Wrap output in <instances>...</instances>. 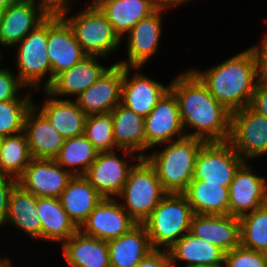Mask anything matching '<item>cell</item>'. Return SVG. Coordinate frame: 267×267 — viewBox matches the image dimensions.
Instances as JSON below:
<instances>
[{
	"label": "cell",
	"mask_w": 267,
	"mask_h": 267,
	"mask_svg": "<svg viewBox=\"0 0 267 267\" xmlns=\"http://www.w3.org/2000/svg\"><path fill=\"white\" fill-rule=\"evenodd\" d=\"M0 267H12L10 261L6 258L0 259Z\"/></svg>",
	"instance_id": "obj_47"
},
{
	"label": "cell",
	"mask_w": 267,
	"mask_h": 267,
	"mask_svg": "<svg viewBox=\"0 0 267 267\" xmlns=\"http://www.w3.org/2000/svg\"><path fill=\"white\" fill-rule=\"evenodd\" d=\"M111 115L116 148L128 154L127 156L131 159H134L136 152L140 153L138 157L145 158L146 154L143 153L146 151L144 117L136 114L122 103L113 109Z\"/></svg>",
	"instance_id": "obj_21"
},
{
	"label": "cell",
	"mask_w": 267,
	"mask_h": 267,
	"mask_svg": "<svg viewBox=\"0 0 267 267\" xmlns=\"http://www.w3.org/2000/svg\"><path fill=\"white\" fill-rule=\"evenodd\" d=\"M245 161L228 187L229 215L241 217L267 204V182Z\"/></svg>",
	"instance_id": "obj_14"
},
{
	"label": "cell",
	"mask_w": 267,
	"mask_h": 267,
	"mask_svg": "<svg viewBox=\"0 0 267 267\" xmlns=\"http://www.w3.org/2000/svg\"><path fill=\"white\" fill-rule=\"evenodd\" d=\"M84 135L99 152L118 151L114 142L111 112L88 115Z\"/></svg>",
	"instance_id": "obj_36"
},
{
	"label": "cell",
	"mask_w": 267,
	"mask_h": 267,
	"mask_svg": "<svg viewBox=\"0 0 267 267\" xmlns=\"http://www.w3.org/2000/svg\"><path fill=\"white\" fill-rule=\"evenodd\" d=\"M4 12H5V8L3 6H0V26H1V23H2Z\"/></svg>",
	"instance_id": "obj_49"
},
{
	"label": "cell",
	"mask_w": 267,
	"mask_h": 267,
	"mask_svg": "<svg viewBox=\"0 0 267 267\" xmlns=\"http://www.w3.org/2000/svg\"><path fill=\"white\" fill-rule=\"evenodd\" d=\"M19 1L20 0H0V6H3L6 9L8 6L15 4Z\"/></svg>",
	"instance_id": "obj_46"
},
{
	"label": "cell",
	"mask_w": 267,
	"mask_h": 267,
	"mask_svg": "<svg viewBox=\"0 0 267 267\" xmlns=\"http://www.w3.org/2000/svg\"><path fill=\"white\" fill-rule=\"evenodd\" d=\"M98 153L99 151L83 134L65 139L54 160L73 176H83L97 158Z\"/></svg>",
	"instance_id": "obj_33"
},
{
	"label": "cell",
	"mask_w": 267,
	"mask_h": 267,
	"mask_svg": "<svg viewBox=\"0 0 267 267\" xmlns=\"http://www.w3.org/2000/svg\"><path fill=\"white\" fill-rule=\"evenodd\" d=\"M47 45L52 82L59 73L70 69L87 56L63 18H48Z\"/></svg>",
	"instance_id": "obj_17"
},
{
	"label": "cell",
	"mask_w": 267,
	"mask_h": 267,
	"mask_svg": "<svg viewBox=\"0 0 267 267\" xmlns=\"http://www.w3.org/2000/svg\"><path fill=\"white\" fill-rule=\"evenodd\" d=\"M185 267H223V265H205V264H197Z\"/></svg>",
	"instance_id": "obj_48"
},
{
	"label": "cell",
	"mask_w": 267,
	"mask_h": 267,
	"mask_svg": "<svg viewBox=\"0 0 267 267\" xmlns=\"http://www.w3.org/2000/svg\"><path fill=\"white\" fill-rule=\"evenodd\" d=\"M130 69L124 66L121 103L145 118L170 90V84L164 86L141 73H135L130 79L128 78Z\"/></svg>",
	"instance_id": "obj_19"
},
{
	"label": "cell",
	"mask_w": 267,
	"mask_h": 267,
	"mask_svg": "<svg viewBox=\"0 0 267 267\" xmlns=\"http://www.w3.org/2000/svg\"><path fill=\"white\" fill-rule=\"evenodd\" d=\"M93 3L106 16L120 39L157 9L155 0H94Z\"/></svg>",
	"instance_id": "obj_24"
},
{
	"label": "cell",
	"mask_w": 267,
	"mask_h": 267,
	"mask_svg": "<svg viewBox=\"0 0 267 267\" xmlns=\"http://www.w3.org/2000/svg\"><path fill=\"white\" fill-rule=\"evenodd\" d=\"M48 99L45 100L41 109L35 105L54 125L57 132L64 139L84 134L85 120L87 115L77 105L76 101L70 99H58L44 90Z\"/></svg>",
	"instance_id": "obj_26"
},
{
	"label": "cell",
	"mask_w": 267,
	"mask_h": 267,
	"mask_svg": "<svg viewBox=\"0 0 267 267\" xmlns=\"http://www.w3.org/2000/svg\"><path fill=\"white\" fill-rule=\"evenodd\" d=\"M123 76L124 66L113 64L74 101L87 116L112 112L121 103Z\"/></svg>",
	"instance_id": "obj_13"
},
{
	"label": "cell",
	"mask_w": 267,
	"mask_h": 267,
	"mask_svg": "<svg viewBox=\"0 0 267 267\" xmlns=\"http://www.w3.org/2000/svg\"><path fill=\"white\" fill-rule=\"evenodd\" d=\"M258 55L260 59V81L267 86V33L258 46Z\"/></svg>",
	"instance_id": "obj_44"
},
{
	"label": "cell",
	"mask_w": 267,
	"mask_h": 267,
	"mask_svg": "<svg viewBox=\"0 0 267 267\" xmlns=\"http://www.w3.org/2000/svg\"><path fill=\"white\" fill-rule=\"evenodd\" d=\"M223 267H267L266 253L239 245L224 254Z\"/></svg>",
	"instance_id": "obj_38"
},
{
	"label": "cell",
	"mask_w": 267,
	"mask_h": 267,
	"mask_svg": "<svg viewBox=\"0 0 267 267\" xmlns=\"http://www.w3.org/2000/svg\"><path fill=\"white\" fill-rule=\"evenodd\" d=\"M191 0H155V4L157 8L162 10H168L172 6L181 5Z\"/></svg>",
	"instance_id": "obj_45"
},
{
	"label": "cell",
	"mask_w": 267,
	"mask_h": 267,
	"mask_svg": "<svg viewBox=\"0 0 267 267\" xmlns=\"http://www.w3.org/2000/svg\"><path fill=\"white\" fill-rule=\"evenodd\" d=\"M228 142L244 161L267 155V117L250 106L231 112Z\"/></svg>",
	"instance_id": "obj_8"
},
{
	"label": "cell",
	"mask_w": 267,
	"mask_h": 267,
	"mask_svg": "<svg viewBox=\"0 0 267 267\" xmlns=\"http://www.w3.org/2000/svg\"><path fill=\"white\" fill-rule=\"evenodd\" d=\"M17 226L34 239H41V221L37 214V197L16 184L9 196L5 223Z\"/></svg>",
	"instance_id": "obj_32"
},
{
	"label": "cell",
	"mask_w": 267,
	"mask_h": 267,
	"mask_svg": "<svg viewBox=\"0 0 267 267\" xmlns=\"http://www.w3.org/2000/svg\"><path fill=\"white\" fill-rule=\"evenodd\" d=\"M3 57H0V61ZM25 85L20 81L18 76H15L12 71L4 68H0V102L10 100H31L30 93L26 92V95L22 98V95L18 97L20 93H17Z\"/></svg>",
	"instance_id": "obj_39"
},
{
	"label": "cell",
	"mask_w": 267,
	"mask_h": 267,
	"mask_svg": "<svg viewBox=\"0 0 267 267\" xmlns=\"http://www.w3.org/2000/svg\"><path fill=\"white\" fill-rule=\"evenodd\" d=\"M72 177L54 159L33 158L17 184L36 197L59 198Z\"/></svg>",
	"instance_id": "obj_11"
},
{
	"label": "cell",
	"mask_w": 267,
	"mask_h": 267,
	"mask_svg": "<svg viewBox=\"0 0 267 267\" xmlns=\"http://www.w3.org/2000/svg\"><path fill=\"white\" fill-rule=\"evenodd\" d=\"M168 251L171 267H174L178 261L186 262L185 266L223 265L225 254L217 246L193 235L190 231L183 235Z\"/></svg>",
	"instance_id": "obj_31"
},
{
	"label": "cell",
	"mask_w": 267,
	"mask_h": 267,
	"mask_svg": "<svg viewBox=\"0 0 267 267\" xmlns=\"http://www.w3.org/2000/svg\"><path fill=\"white\" fill-rule=\"evenodd\" d=\"M157 8L149 16L142 18L127 34V61L117 62L120 65L140 70L156 53L162 31V12Z\"/></svg>",
	"instance_id": "obj_16"
},
{
	"label": "cell",
	"mask_w": 267,
	"mask_h": 267,
	"mask_svg": "<svg viewBox=\"0 0 267 267\" xmlns=\"http://www.w3.org/2000/svg\"><path fill=\"white\" fill-rule=\"evenodd\" d=\"M183 130L177 99L169 90L144 118L146 150L186 136Z\"/></svg>",
	"instance_id": "obj_12"
},
{
	"label": "cell",
	"mask_w": 267,
	"mask_h": 267,
	"mask_svg": "<svg viewBox=\"0 0 267 267\" xmlns=\"http://www.w3.org/2000/svg\"><path fill=\"white\" fill-rule=\"evenodd\" d=\"M2 141H3V136H0V152H1Z\"/></svg>",
	"instance_id": "obj_50"
},
{
	"label": "cell",
	"mask_w": 267,
	"mask_h": 267,
	"mask_svg": "<svg viewBox=\"0 0 267 267\" xmlns=\"http://www.w3.org/2000/svg\"><path fill=\"white\" fill-rule=\"evenodd\" d=\"M48 18L32 30L18 44L17 68L18 78L26 87L40 89L42 78L50 75L44 83L46 90L52 83V66L48 56Z\"/></svg>",
	"instance_id": "obj_7"
},
{
	"label": "cell",
	"mask_w": 267,
	"mask_h": 267,
	"mask_svg": "<svg viewBox=\"0 0 267 267\" xmlns=\"http://www.w3.org/2000/svg\"><path fill=\"white\" fill-rule=\"evenodd\" d=\"M170 91L177 99L183 127L195 129L186 136L205 142L228 141L231 112L211 95L192 70L177 76L170 84Z\"/></svg>",
	"instance_id": "obj_1"
},
{
	"label": "cell",
	"mask_w": 267,
	"mask_h": 267,
	"mask_svg": "<svg viewBox=\"0 0 267 267\" xmlns=\"http://www.w3.org/2000/svg\"><path fill=\"white\" fill-rule=\"evenodd\" d=\"M110 267H135L152 250L145 227L137 224L128 233L107 242Z\"/></svg>",
	"instance_id": "obj_28"
},
{
	"label": "cell",
	"mask_w": 267,
	"mask_h": 267,
	"mask_svg": "<svg viewBox=\"0 0 267 267\" xmlns=\"http://www.w3.org/2000/svg\"><path fill=\"white\" fill-rule=\"evenodd\" d=\"M206 85L211 95L230 112L250 105L260 81L258 44L226 61L201 72L192 70Z\"/></svg>",
	"instance_id": "obj_2"
},
{
	"label": "cell",
	"mask_w": 267,
	"mask_h": 267,
	"mask_svg": "<svg viewBox=\"0 0 267 267\" xmlns=\"http://www.w3.org/2000/svg\"><path fill=\"white\" fill-rule=\"evenodd\" d=\"M204 140L192 136L175 139L158 153L146 155L155 168L158 179L167 193L182 194L192 181L195 160Z\"/></svg>",
	"instance_id": "obj_3"
},
{
	"label": "cell",
	"mask_w": 267,
	"mask_h": 267,
	"mask_svg": "<svg viewBox=\"0 0 267 267\" xmlns=\"http://www.w3.org/2000/svg\"><path fill=\"white\" fill-rule=\"evenodd\" d=\"M127 163L128 160L121 159L115 150L99 152L83 176L103 198H116L122 192L133 167Z\"/></svg>",
	"instance_id": "obj_15"
},
{
	"label": "cell",
	"mask_w": 267,
	"mask_h": 267,
	"mask_svg": "<svg viewBox=\"0 0 267 267\" xmlns=\"http://www.w3.org/2000/svg\"><path fill=\"white\" fill-rule=\"evenodd\" d=\"M16 184V179L0 174V225L6 221L9 196Z\"/></svg>",
	"instance_id": "obj_41"
},
{
	"label": "cell",
	"mask_w": 267,
	"mask_h": 267,
	"mask_svg": "<svg viewBox=\"0 0 267 267\" xmlns=\"http://www.w3.org/2000/svg\"><path fill=\"white\" fill-rule=\"evenodd\" d=\"M92 4V5H91ZM77 16L63 19L71 27L75 39L88 56L106 57L117 49L121 39L100 9L91 3Z\"/></svg>",
	"instance_id": "obj_6"
},
{
	"label": "cell",
	"mask_w": 267,
	"mask_h": 267,
	"mask_svg": "<svg viewBox=\"0 0 267 267\" xmlns=\"http://www.w3.org/2000/svg\"><path fill=\"white\" fill-rule=\"evenodd\" d=\"M137 164L130 169L122 192L121 205L124 210L138 223L152 213L159 202L168 194L160 183L155 168L146 158L136 157Z\"/></svg>",
	"instance_id": "obj_5"
},
{
	"label": "cell",
	"mask_w": 267,
	"mask_h": 267,
	"mask_svg": "<svg viewBox=\"0 0 267 267\" xmlns=\"http://www.w3.org/2000/svg\"><path fill=\"white\" fill-rule=\"evenodd\" d=\"M240 245L257 252H267V204L239 218Z\"/></svg>",
	"instance_id": "obj_35"
},
{
	"label": "cell",
	"mask_w": 267,
	"mask_h": 267,
	"mask_svg": "<svg viewBox=\"0 0 267 267\" xmlns=\"http://www.w3.org/2000/svg\"><path fill=\"white\" fill-rule=\"evenodd\" d=\"M102 199L84 176H73L59 197L63 209L78 229Z\"/></svg>",
	"instance_id": "obj_27"
},
{
	"label": "cell",
	"mask_w": 267,
	"mask_h": 267,
	"mask_svg": "<svg viewBox=\"0 0 267 267\" xmlns=\"http://www.w3.org/2000/svg\"><path fill=\"white\" fill-rule=\"evenodd\" d=\"M190 232L224 253L240 245V221L236 216L193 214Z\"/></svg>",
	"instance_id": "obj_18"
},
{
	"label": "cell",
	"mask_w": 267,
	"mask_h": 267,
	"mask_svg": "<svg viewBox=\"0 0 267 267\" xmlns=\"http://www.w3.org/2000/svg\"><path fill=\"white\" fill-rule=\"evenodd\" d=\"M97 56H86L70 69L59 73L46 89L53 96L78 97L83 91L92 86L108 69L101 66Z\"/></svg>",
	"instance_id": "obj_22"
},
{
	"label": "cell",
	"mask_w": 267,
	"mask_h": 267,
	"mask_svg": "<svg viewBox=\"0 0 267 267\" xmlns=\"http://www.w3.org/2000/svg\"><path fill=\"white\" fill-rule=\"evenodd\" d=\"M46 18H63L69 13L70 0H30Z\"/></svg>",
	"instance_id": "obj_40"
},
{
	"label": "cell",
	"mask_w": 267,
	"mask_h": 267,
	"mask_svg": "<svg viewBox=\"0 0 267 267\" xmlns=\"http://www.w3.org/2000/svg\"><path fill=\"white\" fill-rule=\"evenodd\" d=\"M244 162L228 141L205 142L196 156L193 179L229 187Z\"/></svg>",
	"instance_id": "obj_9"
},
{
	"label": "cell",
	"mask_w": 267,
	"mask_h": 267,
	"mask_svg": "<svg viewBox=\"0 0 267 267\" xmlns=\"http://www.w3.org/2000/svg\"><path fill=\"white\" fill-rule=\"evenodd\" d=\"M193 214L183 194L168 193L142 223L152 248L168 250L173 246L190 231Z\"/></svg>",
	"instance_id": "obj_4"
},
{
	"label": "cell",
	"mask_w": 267,
	"mask_h": 267,
	"mask_svg": "<svg viewBox=\"0 0 267 267\" xmlns=\"http://www.w3.org/2000/svg\"><path fill=\"white\" fill-rule=\"evenodd\" d=\"M137 224L121 204H117V198H103L79 230L108 242L128 233Z\"/></svg>",
	"instance_id": "obj_10"
},
{
	"label": "cell",
	"mask_w": 267,
	"mask_h": 267,
	"mask_svg": "<svg viewBox=\"0 0 267 267\" xmlns=\"http://www.w3.org/2000/svg\"><path fill=\"white\" fill-rule=\"evenodd\" d=\"M62 245L69 267H110L106 241L85 235L78 230Z\"/></svg>",
	"instance_id": "obj_25"
},
{
	"label": "cell",
	"mask_w": 267,
	"mask_h": 267,
	"mask_svg": "<svg viewBox=\"0 0 267 267\" xmlns=\"http://www.w3.org/2000/svg\"><path fill=\"white\" fill-rule=\"evenodd\" d=\"M37 214L41 221V240L64 243L79 230L59 198L37 197Z\"/></svg>",
	"instance_id": "obj_30"
},
{
	"label": "cell",
	"mask_w": 267,
	"mask_h": 267,
	"mask_svg": "<svg viewBox=\"0 0 267 267\" xmlns=\"http://www.w3.org/2000/svg\"><path fill=\"white\" fill-rule=\"evenodd\" d=\"M135 267H171L169 251L154 249Z\"/></svg>",
	"instance_id": "obj_42"
},
{
	"label": "cell",
	"mask_w": 267,
	"mask_h": 267,
	"mask_svg": "<svg viewBox=\"0 0 267 267\" xmlns=\"http://www.w3.org/2000/svg\"><path fill=\"white\" fill-rule=\"evenodd\" d=\"M25 132L4 136L0 152V174L18 179L32 160Z\"/></svg>",
	"instance_id": "obj_34"
},
{
	"label": "cell",
	"mask_w": 267,
	"mask_h": 267,
	"mask_svg": "<svg viewBox=\"0 0 267 267\" xmlns=\"http://www.w3.org/2000/svg\"><path fill=\"white\" fill-rule=\"evenodd\" d=\"M45 19L30 0L8 6L0 26V44L7 47L18 44Z\"/></svg>",
	"instance_id": "obj_23"
},
{
	"label": "cell",
	"mask_w": 267,
	"mask_h": 267,
	"mask_svg": "<svg viewBox=\"0 0 267 267\" xmlns=\"http://www.w3.org/2000/svg\"><path fill=\"white\" fill-rule=\"evenodd\" d=\"M32 105L31 100L0 102V136H11L23 132L25 116Z\"/></svg>",
	"instance_id": "obj_37"
},
{
	"label": "cell",
	"mask_w": 267,
	"mask_h": 267,
	"mask_svg": "<svg viewBox=\"0 0 267 267\" xmlns=\"http://www.w3.org/2000/svg\"><path fill=\"white\" fill-rule=\"evenodd\" d=\"M182 194L194 214L229 215L228 187L192 179Z\"/></svg>",
	"instance_id": "obj_29"
},
{
	"label": "cell",
	"mask_w": 267,
	"mask_h": 267,
	"mask_svg": "<svg viewBox=\"0 0 267 267\" xmlns=\"http://www.w3.org/2000/svg\"><path fill=\"white\" fill-rule=\"evenodd\" d=\"M256 112L267 117V86L259 81L249 105Z\"/></svg>",
	"instance_id": "obj_43"
},
{
	"label": "cell",
	"mask_w": 267,
	"mask_h": 267,
	"mask_svg": "<svg viewBox=\"0 0 267 267\" xmlns=\"http://www.w3.org/2000/svg\"><path fill=\"white\" fill-rule=\"evenodd\" d=\"M24 132L34 159H54L65 140L34 103L26 113Z\"/></svg>",
	"instance_id": "obj_20"
}]
</instances>
